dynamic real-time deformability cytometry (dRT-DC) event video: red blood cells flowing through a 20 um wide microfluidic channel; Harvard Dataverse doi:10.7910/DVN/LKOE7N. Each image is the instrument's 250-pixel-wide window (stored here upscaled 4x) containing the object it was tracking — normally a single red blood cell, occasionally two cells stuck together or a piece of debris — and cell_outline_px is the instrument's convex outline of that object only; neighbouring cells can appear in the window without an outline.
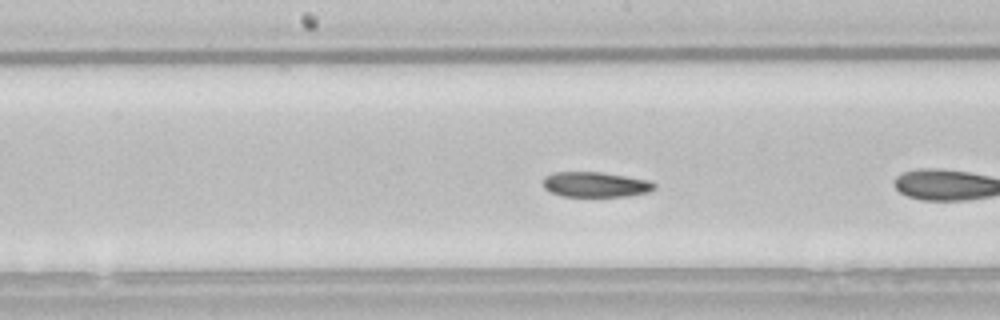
{"species": "common noctule bat (a hibernating species)", "species_latin": "Nyctalus noctula", "temperature_condition": "room temperature", "stored_images_in_passage": 13, "camera_frame_rate_fps": 3000, "um_per_image_px": 0.085, "animal": {"sex": "male", "body_mass_g": 21.5, "forearm_length_mm": 52.0}, "frame": {"image": 1, "passage_image": 11, "time_ms": 3.333, "image_size_px": [1000, 320], "cell_outline_px": [[656, 188], [648, 192], [628, 196], [560, 196], [544, 188], [544, 176], [552, 172], [600, 172], [648, 180], [656, 184]], "centroid_in_image_um": [50.61, 15.68], "position_along_channel_um": 197.6, "area_um2": 16.24}}